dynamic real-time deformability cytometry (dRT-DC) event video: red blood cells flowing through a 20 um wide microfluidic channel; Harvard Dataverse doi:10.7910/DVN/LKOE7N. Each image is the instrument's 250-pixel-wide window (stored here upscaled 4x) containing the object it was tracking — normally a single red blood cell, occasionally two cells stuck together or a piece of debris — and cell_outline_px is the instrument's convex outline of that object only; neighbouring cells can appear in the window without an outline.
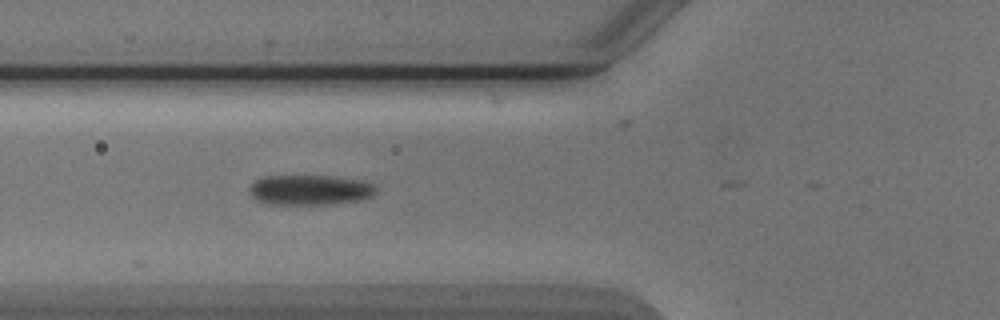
{"species": "Egyptian fruit bat (a non-hibernating species)", "species_latin": "Rousettus aegyptiacus", "temperature_condition": "cold", "stored_images_in_passage": 4, "camera_frame_rate_fps": 3000, "um_per_image_px": 0.085, "animal": {"sex": "male"}, "frame": {"image": 1, "passage_image": 4, "time_ms": 4.667, "image_size_px": [1000, 320], "cell_outline_px": [[376, 192], [372, 196], [364, 200], [332, 204], [264, 204], [256, 200], [252, 196], [248, 188], [256, 180], [264, 176], [332, 176], [364, 180], [376, 184]], "centroid_in_image_um": [26.39, 16.15], "position_along_channel_um": 99.4, "area_um2": 22.6}}